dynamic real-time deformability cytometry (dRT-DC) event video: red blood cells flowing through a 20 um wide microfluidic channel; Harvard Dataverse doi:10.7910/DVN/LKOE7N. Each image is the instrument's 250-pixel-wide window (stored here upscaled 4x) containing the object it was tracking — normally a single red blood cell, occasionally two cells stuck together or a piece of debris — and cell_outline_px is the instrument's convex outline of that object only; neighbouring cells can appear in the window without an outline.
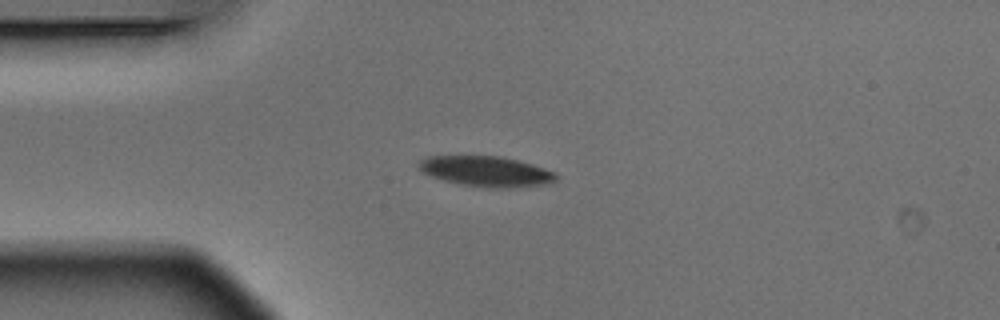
{"species": "Egyptian fruit bat (a non-hibernating species)", "species_latin": "Rousettus aegyptiacus", "temperature_condition": "warm", "stored_images_in_passage": 1, "camera_frame_rate_fps": 3000, "um_per_image_px": 0.085, "animal": {"sex": "male"}, "frame": {"image": 1, "passage_image": 1, "time_ms": 0.0, "image_size_px": [1000, 320], "cell_outline_px": [[556, 180], [552, 184], [516, 188], [488, 188], [460, 184], [444, 180], [432, 176], [424, 172], [416, 164], [420, 160], [428, 156], [500, 156], [532, 164], [556, 172]], "centroid_in_image_um": [41.38, 14.58], "position_along_channel_um": 43.6, "area_um2": 24.45}}